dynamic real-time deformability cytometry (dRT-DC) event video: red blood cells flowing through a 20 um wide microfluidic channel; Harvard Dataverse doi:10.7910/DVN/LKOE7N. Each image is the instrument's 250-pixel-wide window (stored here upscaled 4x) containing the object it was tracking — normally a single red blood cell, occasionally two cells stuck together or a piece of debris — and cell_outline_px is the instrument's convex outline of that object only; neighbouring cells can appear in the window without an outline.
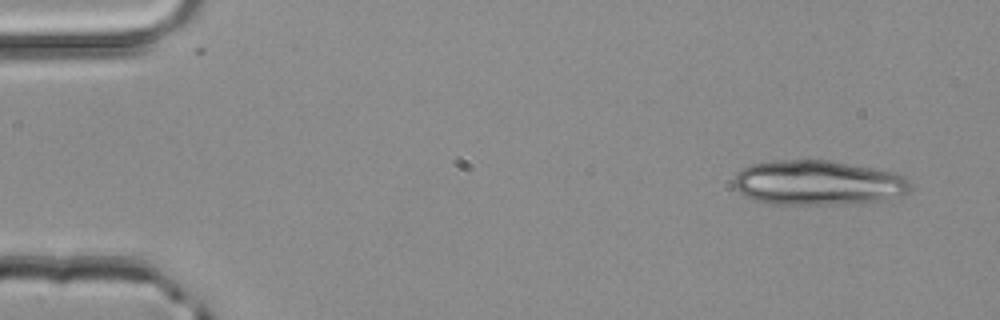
{"species": "common noctule bat (a hibernating species)", "species_latin": "Nyctalus noctula", "temperature_condition": "room temperature", "stored_images_in_passage": 4, "segment_of_instrument_passage": [1, 2], "camera_frame_rate_fps": 3000, "um_per_image_px": 0.085, "animal": {"sex": "male", "body_mass_g": 20.4}, "frame": {"image": 1, "passage_image": 1, "time_ms": 0.0, "image_size_px": [1000, 320], "cell_outline_px": [[912, 188], [908, 192], [888, 200], [860, 204], [764, 204], [744, 196], [732, 184], [732, 180], [736, 172], [740, 168], [752, 164], [772, 160], [828, 160], [892, 172], [904, 176], [912, 184]], "centroid_in_image_um": [69.49, 15.55], "position_along_channel_um": 15.5, "area_um2": 46.76}}